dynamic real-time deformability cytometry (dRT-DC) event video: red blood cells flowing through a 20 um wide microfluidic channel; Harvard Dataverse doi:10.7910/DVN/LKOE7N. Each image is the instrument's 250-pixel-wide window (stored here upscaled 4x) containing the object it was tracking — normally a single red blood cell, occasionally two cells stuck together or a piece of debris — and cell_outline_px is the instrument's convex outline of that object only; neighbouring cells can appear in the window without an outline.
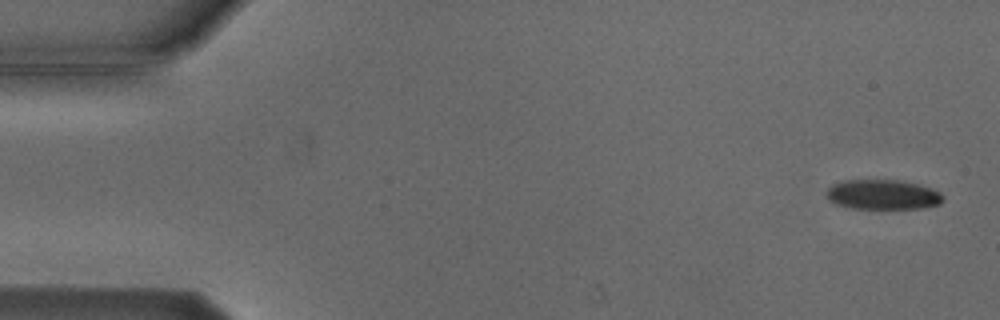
{"species": "Egyptian fruit bat (a non-hibernating species)", "species_latin": "Rousettus aegyptiacus", "temperature_condition": "cold", "stored_images_in_passage": 7, "camera_frame_rate_fps": 3000, "um_per_image_px": 0.085, "animal": {"sex": "male"}, "frame": {"image": 1, "passage_image": 1, "time_ms": 0.0, "image_size_px": [1000, 320], "cell_outline_px": [[944, 200], [940, 204], [924, 208], [852, 208], [836, 204], [828, 200], [824, 192], [832, 184], [844, 180], [900, 180], [932, 188], [940, 192], [944, 196]], "centroid_in_image_um": [75.03, 16.54], "position_along_channel_um": 10.0, "area_um2": 20.4}}
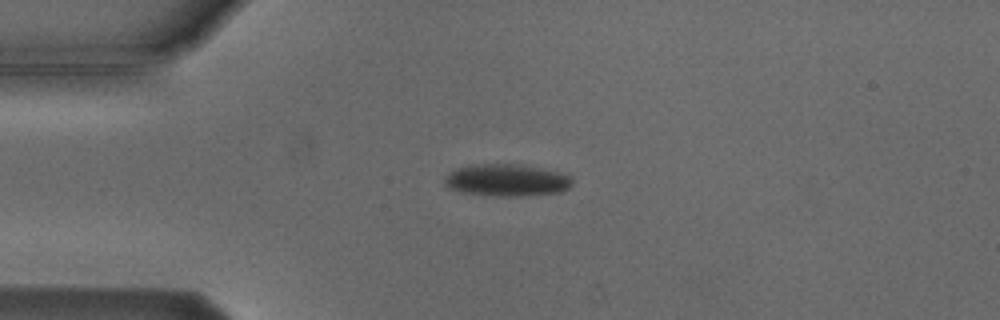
{"frame": {"image": 2, "passage_image": 4, "time_ms": 3.667, "image_size_px": [1000, 320], "cell_outline_px": [[572, 184], [568, 188], [560, 192], [520, 196], [496, 196], [460, 192], [444, 184], [444, 176], [448, 172], [456, 168], [476, 164], [512, 164], [540, 168], [560, 172], [572, 176]], "centroid_in_image_um": [43.06, 15.31], "position_along_channel_um": 41.9, "area_um2": 23.87}}